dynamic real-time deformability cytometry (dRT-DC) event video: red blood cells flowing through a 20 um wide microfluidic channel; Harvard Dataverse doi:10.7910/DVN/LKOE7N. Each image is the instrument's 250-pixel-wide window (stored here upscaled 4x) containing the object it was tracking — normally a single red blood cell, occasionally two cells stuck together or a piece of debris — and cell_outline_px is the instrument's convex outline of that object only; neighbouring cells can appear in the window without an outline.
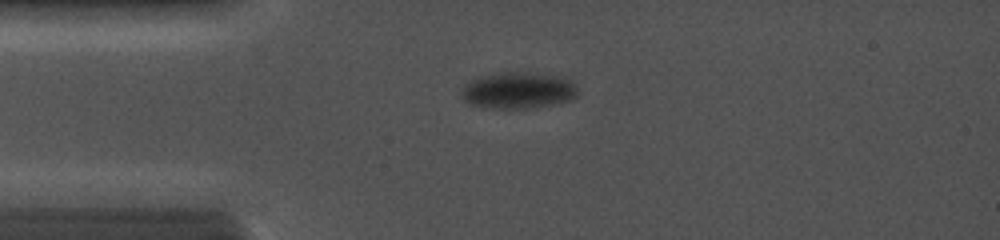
{"species": "common noctule bat (a hibernating species)", "species_latin": "Nyctalus noctula", "temperature_condition": "cold", "stored_images_in_passage": 10, "camera_frame_rate_fps": 5000, "um_per_image_px": 0.085, "animal": {"sex": "female", "body_mass_g": 19.0, "forearm_length_mm": 56.7}, "frame": {"image": 1, "passage_image": 4, "time_ms": 0.4, "image_size_px": [1000, 240], "cell_outline_px": [[580, 92], [572, 100], [552, 104], [524, 108], [484, 108], [468, 104], [460, 96], [460, 92], [464, 84], [480, 76], [504, 72], [516, 72], [552, 76], [568, 80]], "centroid_in_image_um": [43.95, 7.71], "position_along_channel_um": 41.0, "area_um2": 24.39}}